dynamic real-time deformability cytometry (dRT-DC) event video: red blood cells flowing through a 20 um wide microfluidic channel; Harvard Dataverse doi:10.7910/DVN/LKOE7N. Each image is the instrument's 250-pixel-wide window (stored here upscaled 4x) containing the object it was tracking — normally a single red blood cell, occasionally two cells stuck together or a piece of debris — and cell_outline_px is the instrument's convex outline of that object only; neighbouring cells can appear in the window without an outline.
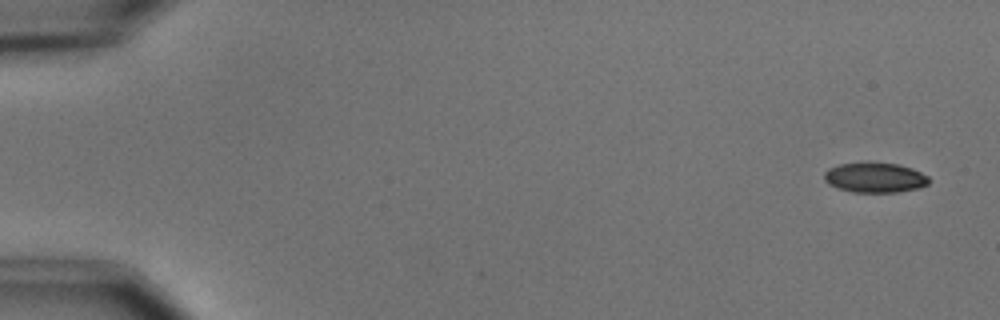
{"species": "common noctule bat (a hibernating species)", "species_latin": "Nyctalus noctula", "temperature_condition": "cold", "stored_images_in_passage": 5, "camera_frame_rate_fps": 3000, "um_per_image_px": 0.085, "animal": {"sex": "male", "body_mass_g": 15.6}, "frame": {"image": 1, "passage_image": 1, "time_ms": 0.0, "image_size_px": [1000, 320], "cell_outline_px": [[928, 184], [916, 188], [896, 192], [852, 192], [828, 184], [824, 180], [824, 172], [828, 168], [840, 164], [868, 160], [896, 164], [912, 168], [928, 176]], "centroid_in_image_um": [74.32, 15.06], "position_along_channel_um": 10.7, "area_um2": 18.55}}
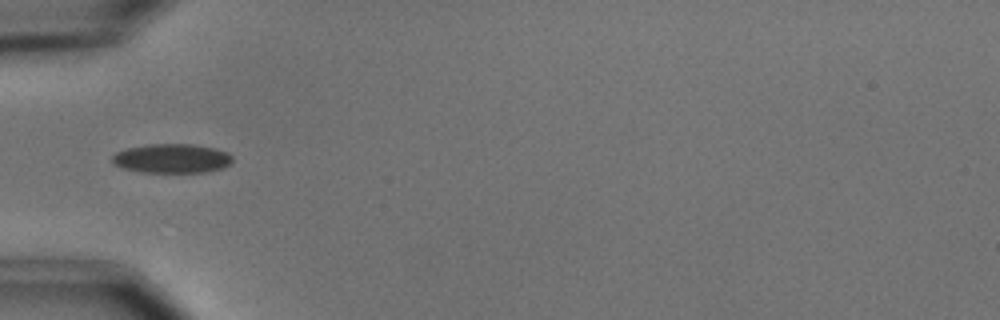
{"frame": {"image": 2, "passage_image": 5, "time_ms": 5.333, "image_size_px": [1000, 320], "cell_outline_px": [[232, 160], [224, 168], [208, 172], [144, 172], [124, 168], [112, 164], [112, 156], [116, 152], [124, 148], [148, 144], [192, 144], [212, 148], [228, 152], [232, 156]], "centroid_in_image_um": [14.59, 13.46], "position_along_channel_um": 70.4, "area_um2": 20.52}}